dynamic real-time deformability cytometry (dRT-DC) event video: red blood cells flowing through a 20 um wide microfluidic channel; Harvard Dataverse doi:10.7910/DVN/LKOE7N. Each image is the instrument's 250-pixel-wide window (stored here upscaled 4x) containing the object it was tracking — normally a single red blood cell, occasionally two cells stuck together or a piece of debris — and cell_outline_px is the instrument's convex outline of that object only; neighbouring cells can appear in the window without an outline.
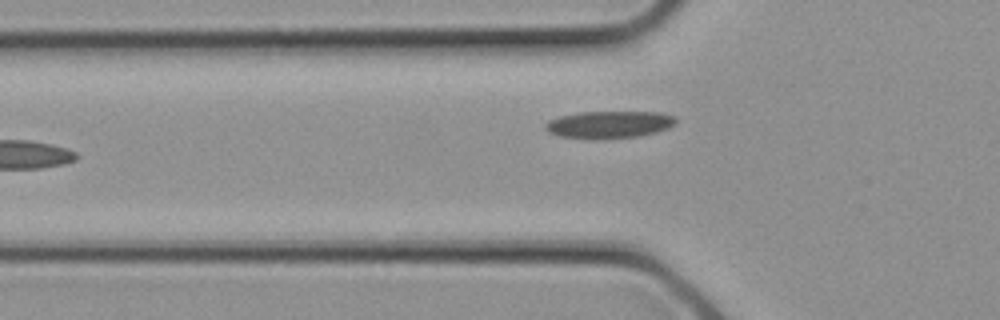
{"species": "common noctule bat (a hibernating species)", "species_latin": "Nyctalus noctula", "temperature_condition": "cold", "stored_images_in_passage": 11, "camera_frame_rate_fps": 3000, "um_per_image_px": 0.085, "animal": {"sex": "female", "body_mass_g": 21.9}, "frame": {"image": 1, "passage_image": 11, "time_ms": 3.333, "image_size_px": [1000, 320], "cell_outline_px": [[676, 124], [668, 128], [656, 132], [640, 136], [604, 140], [592, 140], [560, 136], [548, 132], [544, 128], [544, 124], [548, 120], [560, 116], [580, 112], [660, 112], [672, 116], [676, 120]], "centroid_in_image_um": [51.74, 10.61], "position_along_channel_um": 74.1, "area_um2": 21.1}}